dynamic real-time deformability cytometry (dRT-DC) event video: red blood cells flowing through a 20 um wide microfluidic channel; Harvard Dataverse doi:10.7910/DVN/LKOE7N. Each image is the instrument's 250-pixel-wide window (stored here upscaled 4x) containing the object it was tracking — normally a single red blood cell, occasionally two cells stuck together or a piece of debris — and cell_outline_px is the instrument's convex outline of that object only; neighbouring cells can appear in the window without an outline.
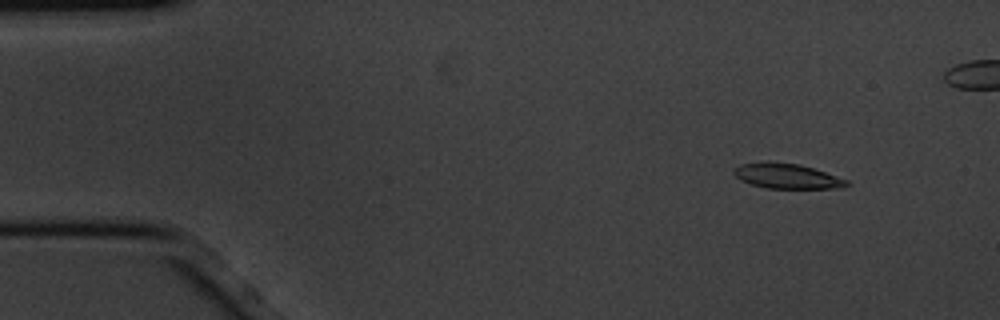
{"species": "common noctule bat (a hibernating species)", "species_latin": "Nyctalus noctula", "temperature_condition": "cold", "stored_images_in_passage": 5, "camera_frame_rate_fps": 3000, "um_per_image_px": 0.085, "animal": {"sex": "male", "body_mass_g": 20.1, "forearm_length_mm": 53.5}, "frame": {"image": 1, "passage_image": 1, "time_ms": 0.0, "image_size_px": [1000, 320], "cell_outline_px": [[848, 184], [844, 188], [768, 188], [752, 184], [740, 180], [732, 172], [740, 164], [764, 160], [768, 160], [800, 164], [848, 180]], "centroid_in_image_um": [66.85, 14.94], "position_along_channel_um": 18.1, "area_um2": 16.53}}